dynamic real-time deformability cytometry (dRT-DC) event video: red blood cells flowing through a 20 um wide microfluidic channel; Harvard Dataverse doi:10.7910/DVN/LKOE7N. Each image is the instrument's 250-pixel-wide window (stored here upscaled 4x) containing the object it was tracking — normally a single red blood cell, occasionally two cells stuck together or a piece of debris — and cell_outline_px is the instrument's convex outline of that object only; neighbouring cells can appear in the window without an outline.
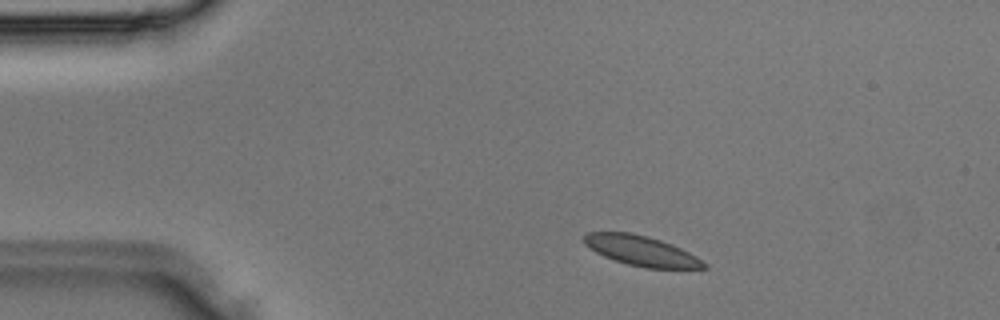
{"species": "Egyptian fruit bat (a non-hibernating species)", "species_latin": "Rousettus aegyptiacus", "temperature_condition": "room temperature", "stored_images_in_passage": 34, "camera_frame_rate_fps": 3000, "um_per_image_px": 0.085, "animal": {"sex": "male"}, "frame": {"image": 1, "passage_image": 4, "time_ms": 1.0, "image_size_px": [1000, 320], "cell_outline_px": [[708, 268], [644, 268], [628, 264], [604, 256], [596, 252], [584, 244], [584, 232], [632, 232], [648, 236], [672, 244], [696, 256], [708, 264]], "centroid_in_image_um": [54.51, 21.31], "position_along_channel_um": 30.5, "area_um2": 20.92}}
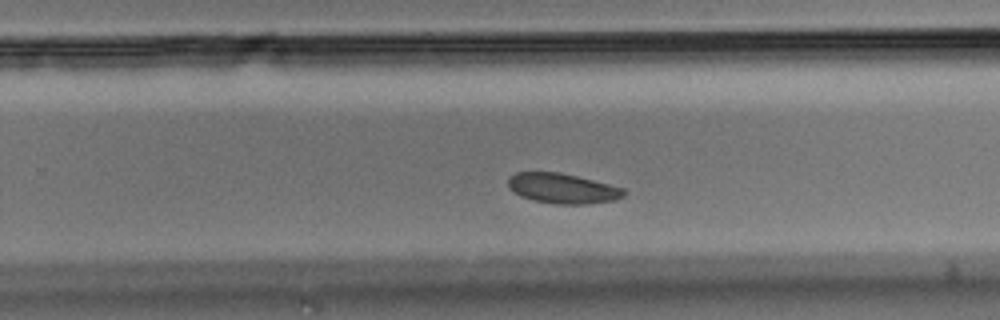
{"frame": {"image": 2, "passage_image": 21, "time_ms": 6.667, "image_size_px": [1000, 320], "cell_outline_px": [[628, 192], [624, 196], [616, 200], [584, 204], [556, 204], [532, 200], [520, 196], [508, 184], [508, 176], [516, 172], [560, 172], [624, 188]], "centroid_in_image_um": [47.84, 16.01], "position_along_channel_um": 282.0, "area_um2": 20.23}}
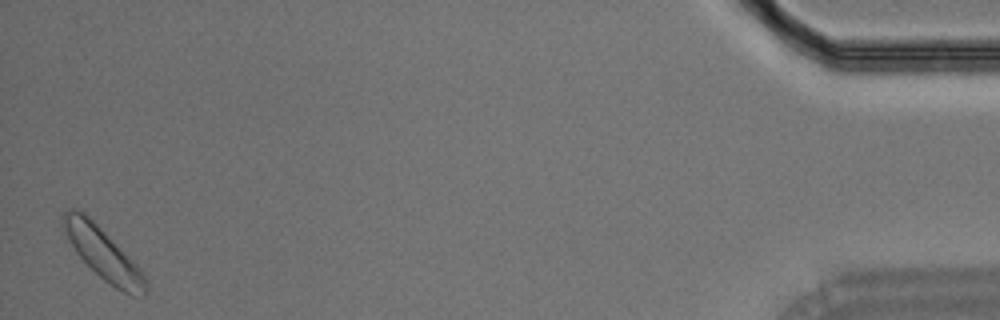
{"frame": {"image": 3, "passage_image": 34, "time_ms": 11.0, "image_size_px": [1000, 320], "cell_outline_px": [[148, 292], [144, 296], [132, 296], [116, 288], [104, 280], [76, 252], [68, 240], [60, 224], [60, 216], [64, 212], [72, 208], [80, 208], [144, 272], [148, 280]], "centroid_in_image_um": [8.76, 21.55], "position_along_channel_um": 426.4, "area_um2": 24.68}}